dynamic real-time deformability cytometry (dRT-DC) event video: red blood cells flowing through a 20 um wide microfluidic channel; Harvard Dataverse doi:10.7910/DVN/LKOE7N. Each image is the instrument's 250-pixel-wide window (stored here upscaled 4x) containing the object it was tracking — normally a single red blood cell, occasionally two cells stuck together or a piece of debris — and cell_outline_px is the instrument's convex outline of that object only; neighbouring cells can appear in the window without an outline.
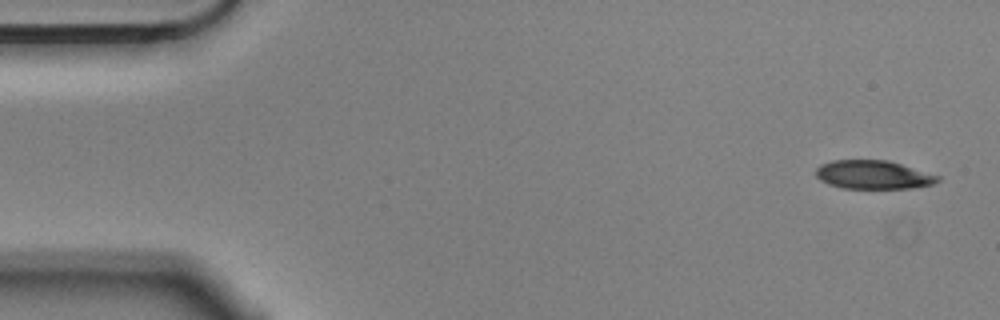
{"species": "Egyptian fruit bat (a non-hibernating species)", "species_latin": "Rousettus aegyptiacus", "temperature_condition": "cold", "stored_images_in_passage": 6, "camera_frame_rate_fps": 3000, "um_per_image_px": 0.085, "animal": {"sex": "male"}, "frame": {"image": 1, "passage_image": 1, "time_ms": 0.0, "image_size_px": [1000, 320], "cell_outline_px": [[940, 180], [932, 184], [912, 188], [844, 188], [828, 184], [820, 180], [816, 176], [816, 168], [820, 164], [832, 160], [888, 160], [940, 176]], "centroid_in_image_um": [74.2, 14.85], "position_along_channel_um": 10.8, "area_um2": 20.23}}
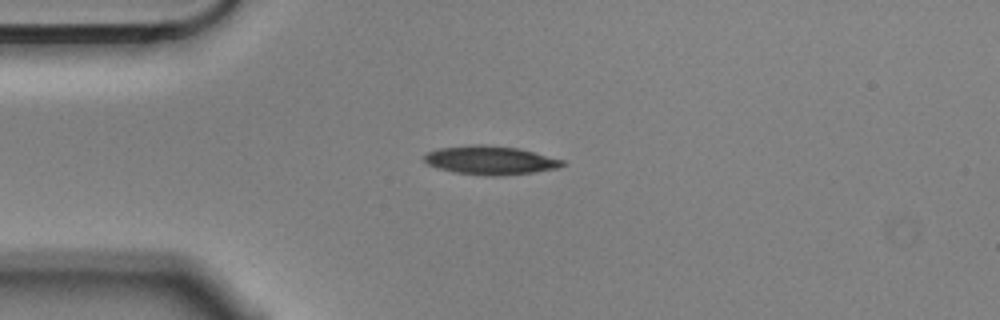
{"frame": {"image": 2, "passage_image": 4, "time_ms": 1.0, "image_size_px": [1000, 320], "cell_outline_px": [[568, 164], [556, 168], [532, 172], [500, 176], [492, 176], [456, 172], [436, 168], [428, 164], [424, 160], [424, 156], [428, 152], [440, 148], [476, 144], [484, 144], [520, 148], [564, 160]], "centroid_in_image_um": [41.7, 13.61], "position_along_channel_um": 43.3, "area_um2": 23.0}}
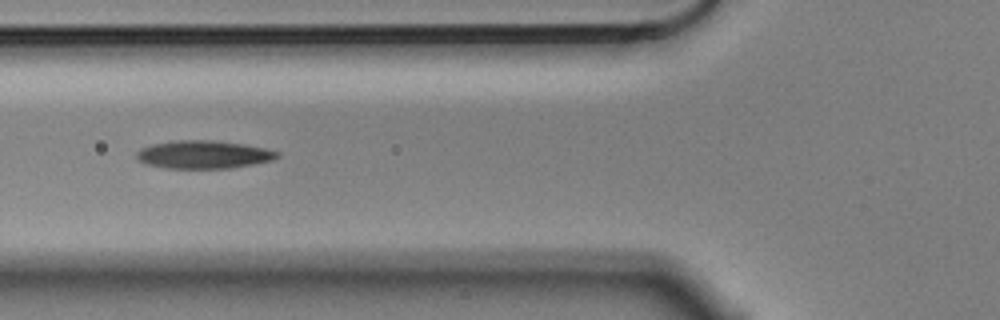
{"frame": {"image": 3, "passage_image": 6, "time_ms": 1.667, "image_size_px": [1000, 320], "cell_outline_px": [[280, 156], [272, 160], [252, 164], [228, 168], [164, 168], [144, 164], [136, 156], [136, 152], [140, 148], [152, 144], [176, 140], [212, 140], [244, 144], [264, 148], [280, 152]], "centroid_in_image_um": [17.28, 13.13], "position_along_channel_um": 108.5, "area_um2": 22.95}}